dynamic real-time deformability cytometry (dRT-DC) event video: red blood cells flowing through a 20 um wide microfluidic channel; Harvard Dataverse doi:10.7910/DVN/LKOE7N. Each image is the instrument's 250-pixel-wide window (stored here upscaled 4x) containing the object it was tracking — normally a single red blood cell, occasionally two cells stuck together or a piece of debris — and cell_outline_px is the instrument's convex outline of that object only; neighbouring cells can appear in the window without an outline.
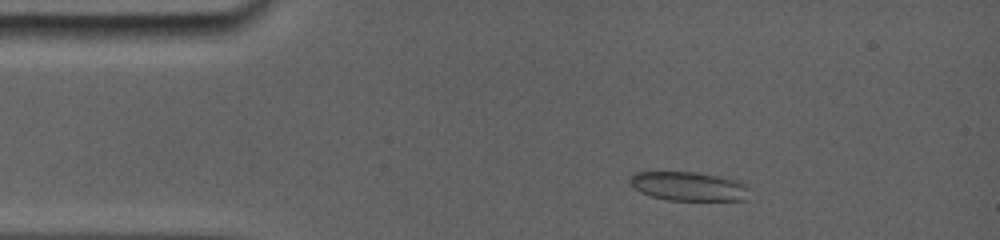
{"species": "common noctule bat (a hibernating species)", "species_latin": "Nyctalus noctula", "temperature_condition": "room temperature", "stored_images_in_passage": 32, "camera_frame_rate_fps": 5000, "um_per_image_px": 0.085, "animal": {"sex": "female", "body_mass_g": 19.0, "forearm_length_mm": 56.7}, "frame": {"image": 1, "passage_image": 5, "time_ms": 1.6, "image_size_px": [1000, 240], "cell_outline_px": [[752, 188], [748, 200], [668, 200], [652, 196], [640, 192], [628, 180], [636, 172], [692, 172], [716, 176], [732, 180], [744, 184]], "centroid_in_image_um": [58.58, 15.85], "position_along_channel_um": 26.4, "area_um2": 20.0}}
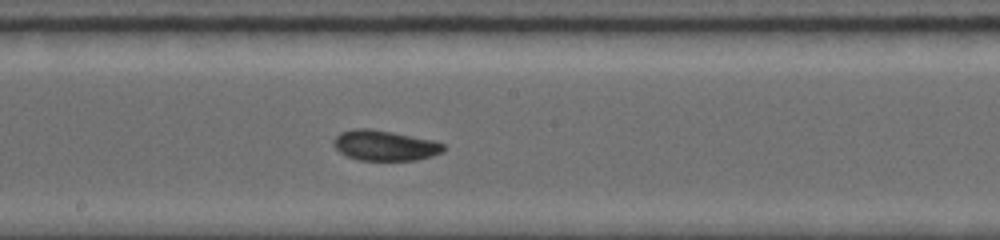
{"frame": {"image": 2, "passage_image": 20, "time_ms": 7.8, "image_size_px": [1000, 240], "cell_outline_px": [[444, 148], [440, 152], [432, 156], [416, 160], [360, 160], [348, 156], [340, 152], [332, 144], [332, 140], [340, 132], [360, 128], [368, 128], [432, 140], [444, 144]], "centroid_in_image_um": [32.66, 12.37], "position_along_channel_um": 215.5, "area_um2": 19.07}}
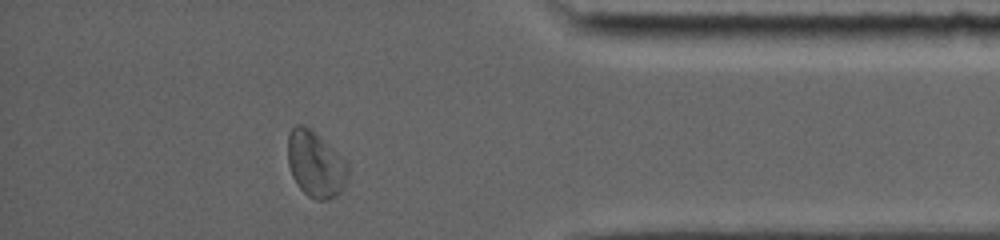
{"frame": {"image": 3, "passage_image": 30, "time_ms": 13.2, "image_size_px": [1000, 240], "cell_outline_px": [[348, 176], [344, 188], [336, 196], [328, 200], [316, 200], [308, 196], [300, 188], [292, 176], [288, 164], [288, 136], [292, 128], [296, 124], [304, 124], [336, 152], [348, 164]], "centroid_in_image_um": [26.81, 13.99], "position_along_channel_um": 408.4, "area_um2": 22.89}, "authors_computed_cell_mechanics": {"area_um2": 19.7098, "velocity_mm_per_s": 3.8624, "shape_relaxation_time_tau1_ms": 7.6114, "shape_relaxation_time_tau2_ms": 7.5887, "deformation_change_tau1": 0.117, "deformation_change_tau2": 0.081}}